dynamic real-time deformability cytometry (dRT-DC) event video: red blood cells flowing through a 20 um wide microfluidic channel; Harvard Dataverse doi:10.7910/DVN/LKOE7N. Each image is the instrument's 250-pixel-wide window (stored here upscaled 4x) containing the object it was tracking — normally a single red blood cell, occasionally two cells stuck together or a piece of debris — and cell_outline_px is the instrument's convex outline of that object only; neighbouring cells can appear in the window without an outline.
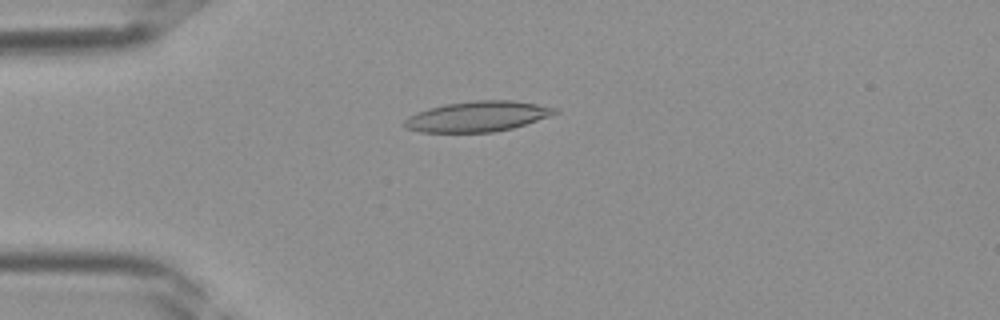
{"species": "Egyptian fruit bat (a non-hibernating species)", "species_latin": "Rousettus aegyptiacus", "temperature_condition": "room temperature", "stored_images_in_passage": 39, "camera_frame_rate_fps": 3000, "um_per_image_px": 0.085, "frame": {"image": 1, "passage_image": 10, "time_ms": 3.0, "image_size_px": [1000, 320], "cell_outline_px": [[560, 112], [512, 128], [492, 132], [420, 132], [408, 128], [404, 124], [404, 120], [408, 116], [416, 112], [444, 104], [476, 100], [512, 100], [536, 104], [556, 108]], "centroid_in_image_um": [40.56, 9.89], "position_along_channel_um": 44.4, "area_um2": 26.36}}
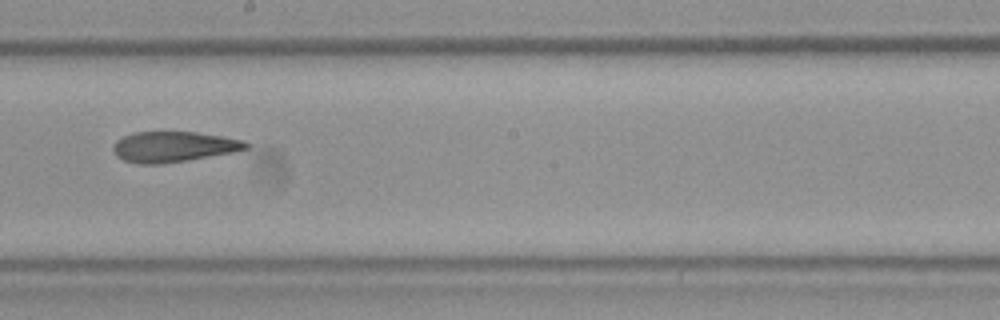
{"frame": {"image": 2, "passage_image": 22, "time_ms": 7.0, "image_size_px": [1000, 320], "cell_outline_px": [[252, 144], [248, 148], [232, 152], [188, 160], [160, 164], [140, 164], [124, 160], [116, 156], [112, 148], [112, 144], [116, 140], [132, 132], [196, 132], [244, 140]], "centroid_in_image_um": [14.73, 12.47], "position_along_channel_um": 233.5, "area_um2": 23.64}}
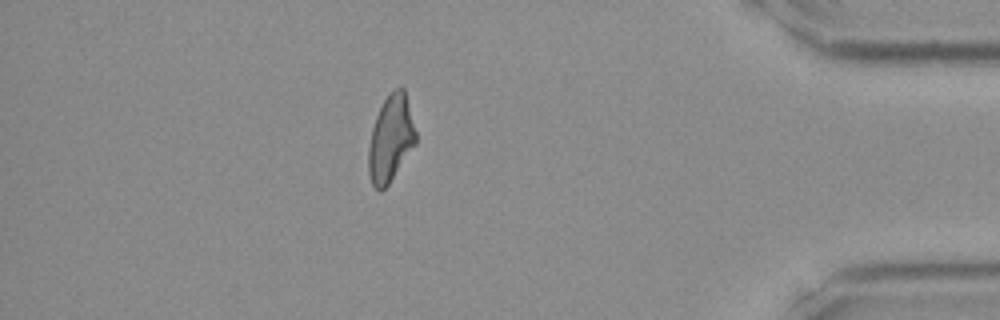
{"frame": {"image": 3, "passage_image": 34, "time_ms": 11.0, "image_size_px": [1000, 320], "cell_outline_px": [[416, 144], [388, 184], [380, 192], [372, 184], [368, 172], [368, 148], [372, 128], [376, 116], [384, 100], [396, 88], [404, 88], [416, 132]], "centroid_in_image_um": [33.2, 11.81], "position_along_channel_um": 402.0, "area_um2": 23.52}}